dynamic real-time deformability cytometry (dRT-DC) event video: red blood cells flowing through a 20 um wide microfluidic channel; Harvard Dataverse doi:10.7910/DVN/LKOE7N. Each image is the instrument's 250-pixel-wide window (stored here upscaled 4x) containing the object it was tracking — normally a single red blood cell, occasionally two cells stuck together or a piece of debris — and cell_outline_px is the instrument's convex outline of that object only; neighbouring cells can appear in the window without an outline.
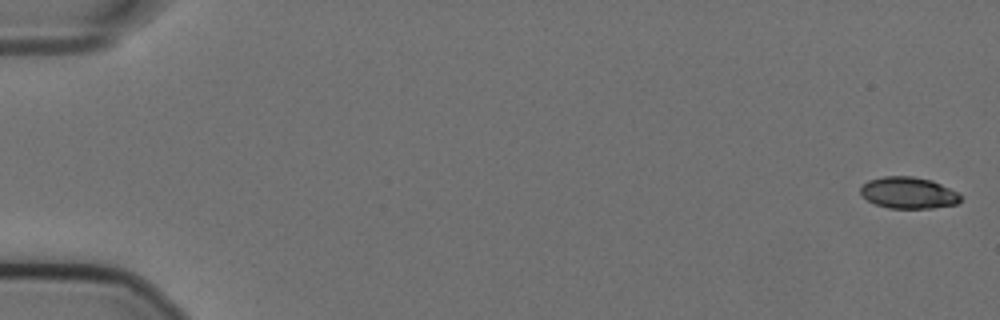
{"species": "Egyptian fruit bat (a non-hibernating species)", "species_latin": "Rousettus aegyptiacus", "temperature_condition": "cold", "stored_images_in_passage": 57, "camera_frame_rate_fps": 3000, "um_per_image_px": 0.085, "animal": {"sex": "female"}, "frame": {"image": 1, "passage_image": 1, "time_ms": 0.0, "image_size_px": [1000, 320], "cell_outline_px": [[960, 200], [956, 204], [932, 208], [888, 208], [876, 204], [868, 200], [860, 192], [860, 188], [868, 180], [884, 176], [912, 176], [932, 180], [956, 192], [960, 196]], "centroid_in_image_um": [77.19, 16.38], "position_along_channel_um": 7.8, "area_um2": 18.15}}
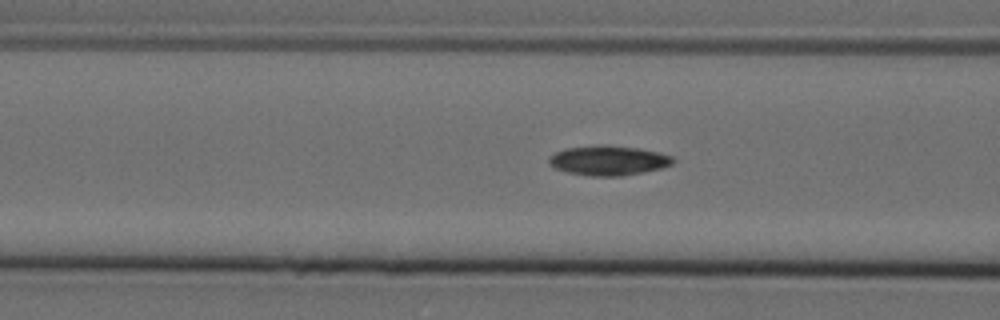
{"frame": {"image": 2, "passage_image": 23, "time_ms": 7.333, "image_size_px": [1000, 320], "cell_outline_px": [[676, 160], [672, 164], [660, 168], [620, 176], [592, 176], [568, 172], [556, 168], [548, 164], [548, 156], [564, 148], [600, 144], [608, 144], [640, 148], [660, 152], [672, 156]], "centroid_in_image_um": [51.7, 13.61], "position_along_channel_um": 114.9, "area_um2": 21.68}}
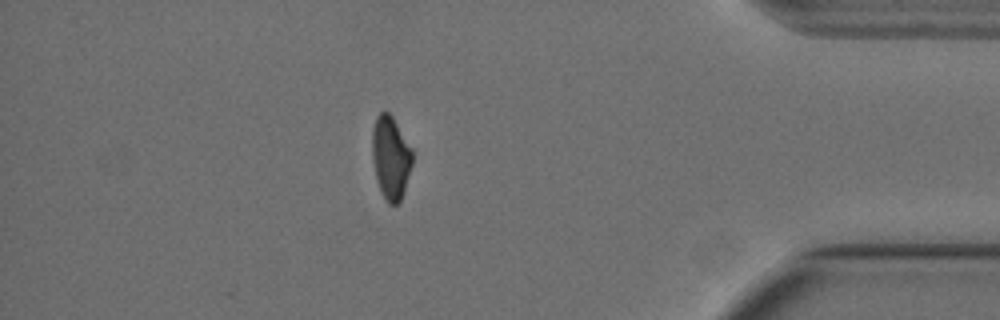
{"frame": {"image": 3, "passage_image": 50, "time_ms": 16.333, "image_size_px": [1000, 320], "cell_outline_px": [[412, 164], [400, 200], [396, 204], [388, 204], [380, 192], [376, 180], [372, 160], [372, 128], [376, 116], [380, 112], [388, 112], [392, 116], [412, 148]], "centroid_in_image_um": [33.18, 13.38], "position_along_channel_um": 402.0, "area_um2": 19.48}, "authors_computed_cell_mechanics": {"area_um2": 20.4612, "velocity_mm_per_s": 3.5794, "shape_relaxation_time_tau1_ms": 8.8603, "shape_relaxation_time_tau2_ms": 6.3357, "deformation_change_tau1": 0.2024, "deformation_change_tau2": 0.1106}}